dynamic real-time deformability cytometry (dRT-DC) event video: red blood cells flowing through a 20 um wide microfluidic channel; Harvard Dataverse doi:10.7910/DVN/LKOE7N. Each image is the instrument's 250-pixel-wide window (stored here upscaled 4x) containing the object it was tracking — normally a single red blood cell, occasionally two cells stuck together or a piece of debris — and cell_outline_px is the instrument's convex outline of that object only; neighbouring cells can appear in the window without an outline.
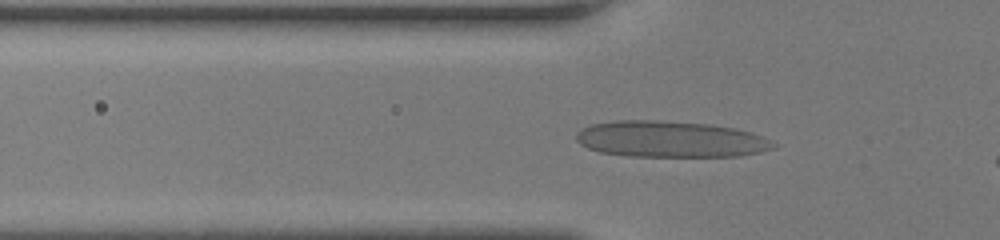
{"species": "human", "species_latin": "Homo sapiens", "temperature_condition": "room temperature", "stored_images_in_passage": 35, "camera_frame_rate_fps": 3000, "um_per_image_px": 0.085, "donor": {"sex": "female"}, "frame": {"image": 1, "passage_image": 7, "time_ms": 2.0, "image_size_px": [1000, 240], "cell_outline_px": [[776, 148], [760, 152], [740, 156], [628, 156], [600, 152], [588, 148], [580, 144], [576, 140], [576, 132], [580, 128], [592, 124], [612, 120], [656, 120], [708, 124], [736, 128], [752, 132], [776, 144]], "centroid_in_image_um": [56.95, 11.83], "position_along_channel_um": 68.9, "area_um2": 41.79}}
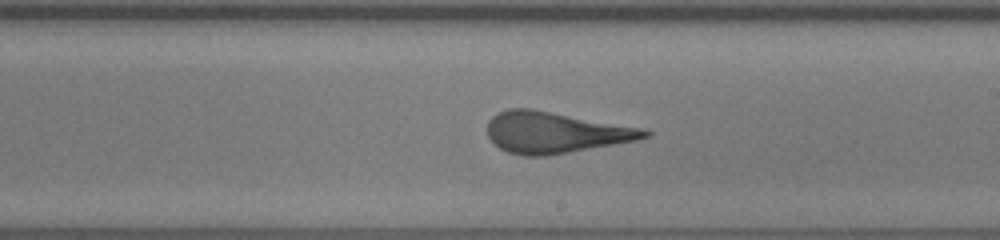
{"frame": {"image": 2, "passage_image": 19, "time_ms": 6.0, "image_size_px": [1000, 240], "cell_outline_px": [[652, 136], [636, 140], [568, 152], [544, 156], [524, 156], [508, 152], [492, 144], [488, 136], [488, 120], [492, 116], [508, 108], [532, 108], [640, 128], [652, 132]], "centroid_in_image_um": [47.13, 11.25], "position_along_channel_um": 241.9, "area_um2": 37.45}}
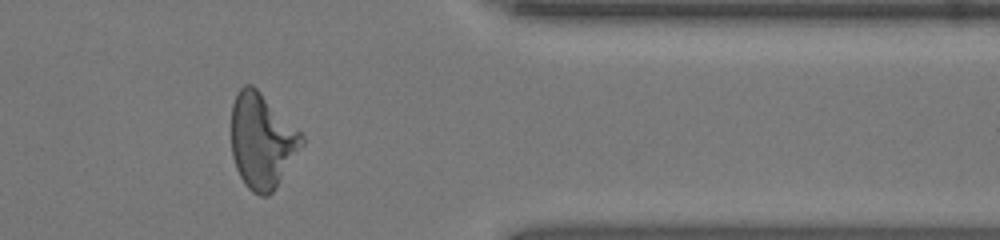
{"frame": {"image": 3, "passage_image": 30, "time_ms": 9.667, "image_size_px": [1000, 240], "cell_outline_px": [[304, 144], [276, 188], [268, 196], [260, 196], [252, 192], [244, 184], [236, 168], [232, 156], [232, 104], [236, 92], [244, 84], [252, 84], [304, 136]], "centroid_in_image_um": [22.26, 12.0], "position_along_channel_um": 389.1, "area_um2": 38.84}, "authors_computed_cell_mechanics": {"area_um2": 38.0324, "velocity_mm_per_s": 4.3924, "shape_relaxation_time_tau1_ms": 5.7757, "shape_relaxation_time_tau2_ms": 0.6739, "deformation_change_tau1": 0.2531, "deformation_change_tau2": 0.1228}}